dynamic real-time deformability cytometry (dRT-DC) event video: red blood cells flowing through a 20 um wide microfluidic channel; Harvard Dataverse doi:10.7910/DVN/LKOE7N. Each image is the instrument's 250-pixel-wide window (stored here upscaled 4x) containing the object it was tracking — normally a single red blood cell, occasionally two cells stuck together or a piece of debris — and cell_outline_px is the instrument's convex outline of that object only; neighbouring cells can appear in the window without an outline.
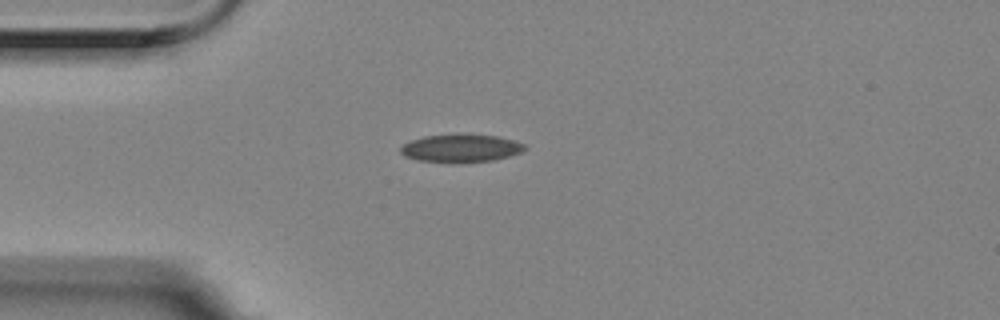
{"species": "Egyptian fruit bat (a non-hibernating species)", "species_latin": "Rousettus aegyptiacus", "temperature_condition": "room temperature", "stored_images_in_passage": 3, "camera_frame_rate_fps": 3000, "um_per_image_px": 0.085, "animal": {"sex": "female"}, "frame": {"image": 1, "passage_image": 1, "time_ms": 0.0, "image_size_px": [1000, 320], "cell_outline_px": [[528, 148], [520, 152], [508, 156], [492, 160], [464, 164], [452, 164], [420, 160], [404, 156], [400, 152], [400, 148], [404, 144], [412, 140], [424, 136], [456, 132], [468, 132], [496, 136], [512, 140], [524, 144]], "centroid_in_image_um": [39.16, 12.58], "position_along_channel_um": 45.8, "area_um2": 21.04}}
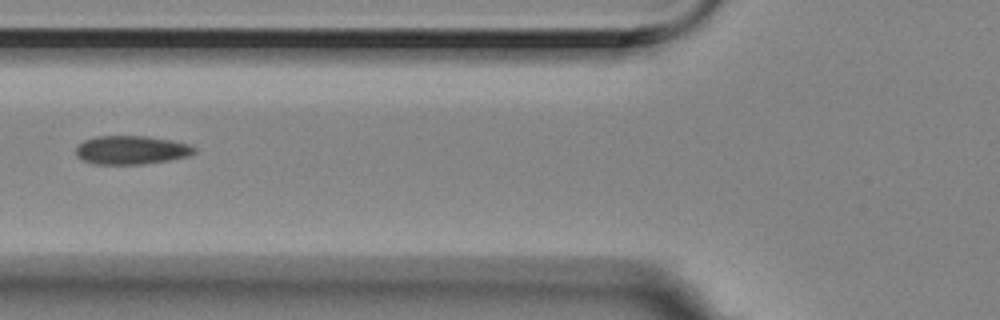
{"frame": {"image": 2, "passage_image": 3, "time_ms": 0.667, "image_size_px": [1000, 320], "cell_outline_px": [[196, 152], [188, 156], [168, 160], [144, 164], [96, 164], [84, 160], [76, 156], [76, 148], [84, 140], [96, 136], [144, 136], [168, 140], [188, 144], [196, 148]], "centroid_in_image_um": [11.15, 12.75], "position_along_channel_um": 114.6, "area_um2": 19.54}}